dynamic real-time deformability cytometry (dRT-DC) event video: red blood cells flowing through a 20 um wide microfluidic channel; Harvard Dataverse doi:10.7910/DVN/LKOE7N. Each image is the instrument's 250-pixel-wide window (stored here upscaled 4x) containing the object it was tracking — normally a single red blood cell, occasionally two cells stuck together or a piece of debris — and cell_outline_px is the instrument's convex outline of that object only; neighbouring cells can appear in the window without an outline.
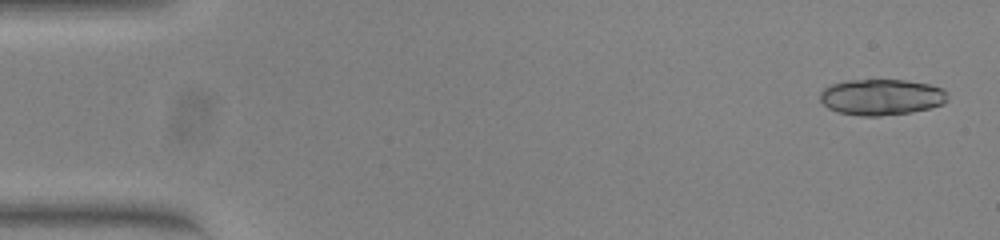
{"species": "common noctule bat (a hibernating species)", "species_latin": "Nyctalus noctula", "temperature_condition": "warm", "stored_images_in_passage": 18, "camera_frame_rate_fps": 3000, "um_per_image_px": 0.085, "animal": {"sex": "female", "body_mass_g": 23.0, "forearm_length_mm": 53.4}, "frame": {"image": 1, "passage_image": 2, "time_ms": 0.333, "image_size_px": [1000, 240], "cell_outline_px": [[948, 100], [944, 104], [912, 112], [880, 116], [860, 116], [836, 112], [828, 108], [820, 100], [820, 92], [824, 88], [832, 84], [844, 80], [904, 80], [928, 84], [944, 88], [948, 92]], "centroid_in_image_um": [74.93, 8.25], "position_along_channel_um": 10.1, "area_um2": 27.05}}
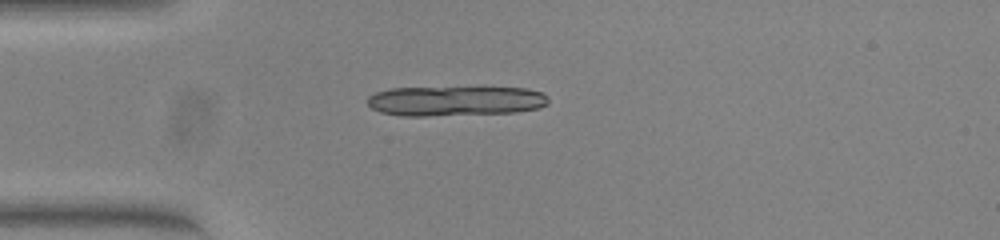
{"frame": {"image": 2, "passage_image": 14, "time_ms": 4.333, "image_size_px": [1000, 240], "cell_outline_px": [[548, 104], [540, 108], [516, 112], [424, 116], [400, 116], [380, 112], [372, 108], [368, 104], [368, 96], [376, 92], [392, 88], [528, 88], [544, 92], [548, 96]], "centroid_in_image_um": [38.74, 8.58], "position_along_channel_um": 46.3, "area_um2": 31.56}}